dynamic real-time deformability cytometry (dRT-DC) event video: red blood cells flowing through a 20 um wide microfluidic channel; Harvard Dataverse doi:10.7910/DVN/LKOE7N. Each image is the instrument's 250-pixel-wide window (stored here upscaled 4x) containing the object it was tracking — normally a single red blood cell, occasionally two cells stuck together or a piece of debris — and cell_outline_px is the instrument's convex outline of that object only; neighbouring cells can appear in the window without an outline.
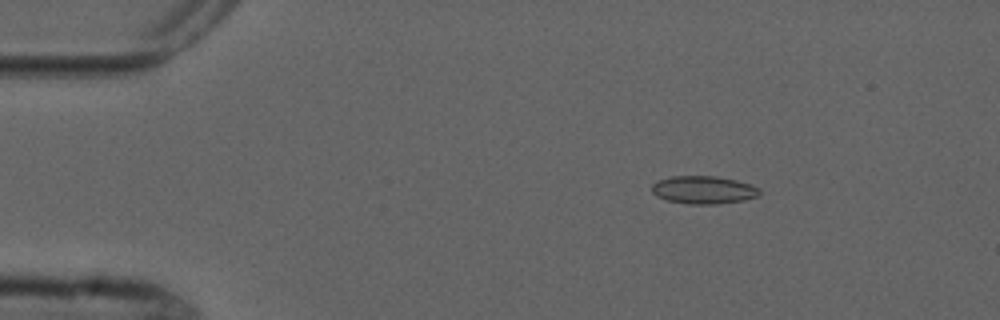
{"species": "common noctule bat (a hibernating species)", "species_latin": "Nyctalus noctula", "temperature_condition": "cold", "stored_images_in_passage": 3, "camera_frame_rate_fps": 3000, "um_per_image_px": 0.085, "animal": {"sex": "male", "forearm_length_mm": 52.5}, "frame": {"image": 1, "passage_image": 1, "time_ms": 0.0, "image_size_px": [1000, 320], "cell_outline_px": [[760, 196], [744, 200], [716, 204], [688, 204], [668, 200], [656, 196], [652, 192], [652, 184], [656, 180], [672, 176], [716, 176], [736, 180], [760, 188]], "centroid_in_image_um": [59.79, 16.14], "position_along_channel_um": 25.2, "area_um2": 17.57}}